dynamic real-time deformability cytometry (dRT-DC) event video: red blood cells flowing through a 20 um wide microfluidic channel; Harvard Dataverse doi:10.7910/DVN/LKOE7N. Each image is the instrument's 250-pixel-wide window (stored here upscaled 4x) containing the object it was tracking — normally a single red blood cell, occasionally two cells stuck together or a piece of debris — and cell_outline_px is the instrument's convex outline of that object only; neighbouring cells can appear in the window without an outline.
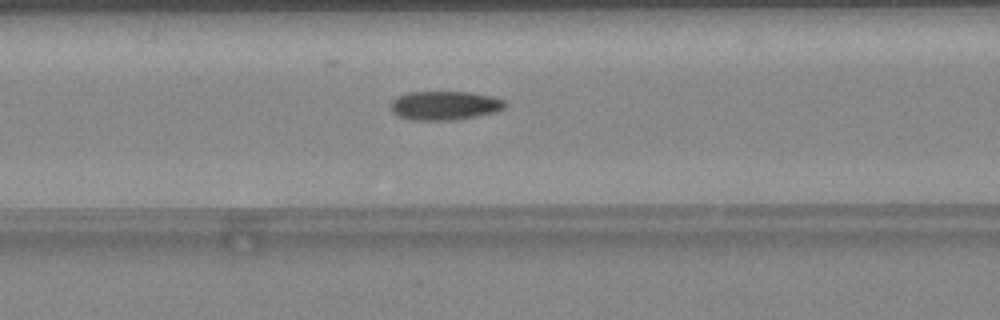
{"species": "common noctule bat (a hibernating species)", "species_latin": "Nyctalus noctula", "temperature_condition": "warm", "stored_images_in_passage": 48, "camera_frame_rate_fps": 3000, "um_per_image_px": 0.085, "animal": {"sex": "female", "body_mass_g": 24.6, "forearm_length_mm": 56.2}, "frame": {"image": 1, "passage_image": 20, "time_ms": 6.333, "image_size_px": [1000, 320], "cell_outline_px": [[508, 104], [504, 108], [496, 112], [476, 116], [452, 120], [416, 120], [400, 116], [392, 112], [392, 100], [396, 96], [408, 92], [468, 92], [492, 96], [504, 100]], "centroid_in_image_um": [37.83, 8.96], "position_along_channel_um": 128.8, "area_um2": 19.19}}
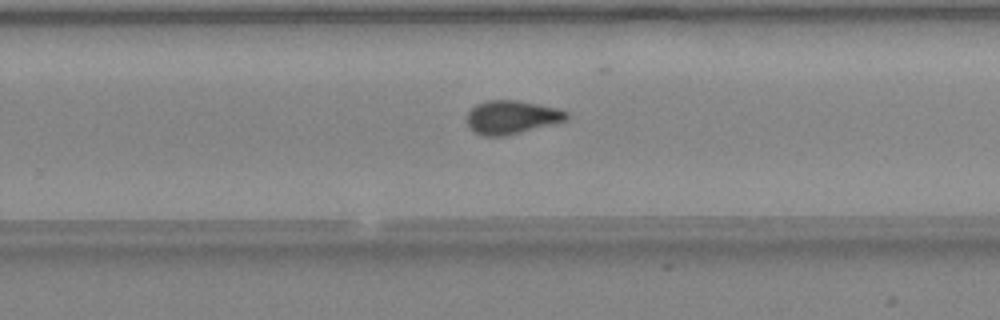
{"frame": {"image": 2, "passage_image": 31, "time_ms": 10.0, "image_size_px": [1000, 320], "cell_outline_px": [[568, 120], [504, 136], [484, 136], [476, 132], [468, 124], [468, 112], [476, 104], [488, 100], [516, 100], [556, 108], [568, 112]], "centroid_in_image_um": [43.5, 9.95], "position_along_channel_um": 286.3, "area_um2": 19.07}}
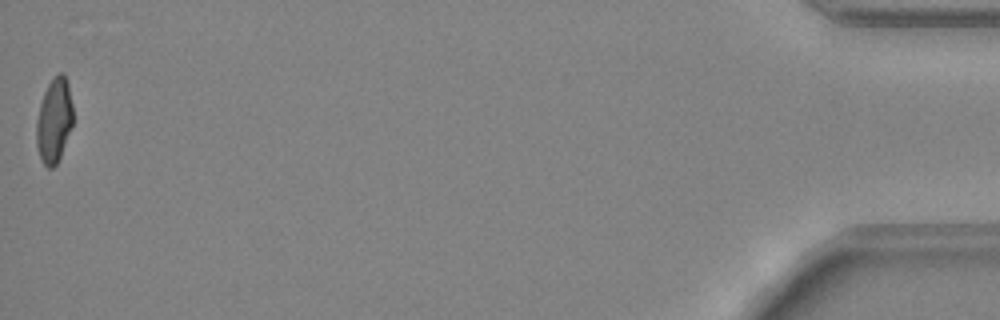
{"frame": {"image": 3, "passage_image": 48, "time_ms": 15.667, "image_size_px": [1000, 320], "cell_outline_px": [[72, 124], [60, 156], [56, 164], [52, 168], [48, 168], [40, 160], [36, 144], [36, 120], [40, 104], [44, 92], [48, 84], [60, 72], [64, 72], [68, 84], [72, 104]], "centroid_in_image_um": [4.58, 10.25], "position_along_channel_um": 430.6, "area_um2": 17.86}, "authors_computed_cell_mechanics": {"area_um2": 18.9295, "velocity_mm_per_s": 4.3135, "shape_relaxation_time_tau1_ms": null, "shape_relaxation_time_tau2_ms": 2.5095, "deformation_change_tau1": null, "deformation_change_tau2": 0.0827}}